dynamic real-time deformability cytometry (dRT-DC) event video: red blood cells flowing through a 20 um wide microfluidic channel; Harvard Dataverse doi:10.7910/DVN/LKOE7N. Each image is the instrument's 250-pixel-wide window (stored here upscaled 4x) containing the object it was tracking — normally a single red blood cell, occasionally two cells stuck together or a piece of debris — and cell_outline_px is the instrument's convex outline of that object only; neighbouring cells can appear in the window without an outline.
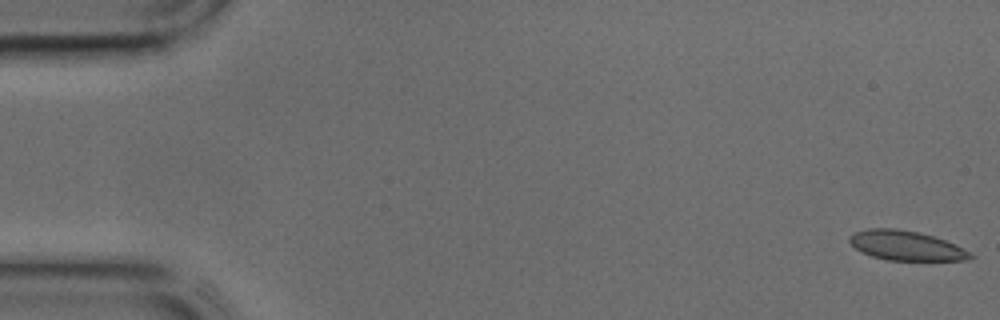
{"species": "common noctule bat (a hibernating species)", "species_latin": "Nyctalus noctula", "temperature_condition": "cold", "stored_images_in_passage": 44, "camera_frame_rate_fps": 3000, "um_per_image_px": 0.085, "animal": {"sex": "male", "body_mass_g": 17.9, "forearm_length_mm": 54.2}, "frame": {"image": 1, "passage_image": 1, "time_ms": 0.0, "image_size_px": [1000, 320], "cell_outline_px": [[976, 256], [968, 260], [888, 260], [872, 256], [856, 248], [848, 240], [848, 236], [856, 232], [868, 228], [896, 228], [920, 232], [956, 244], [972, 252]], "centroid_in_image_um": [77.06, 20.87], "position_along_channel_um": 7.9, "area_um2": 20.87}}
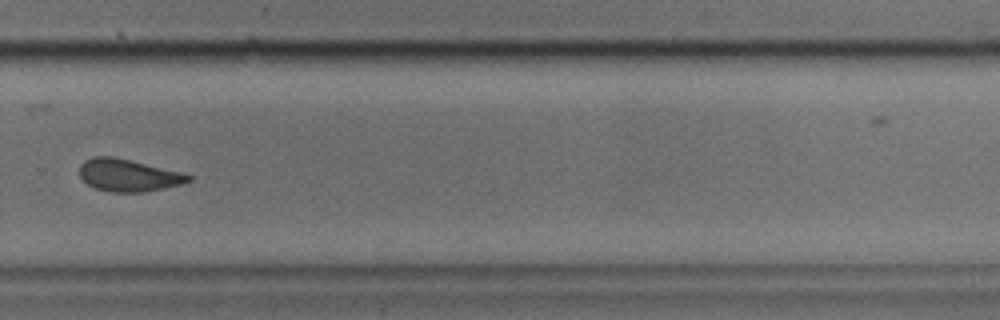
{"frame": {"image": 2, "passage_image": 30, "time_ms": 9.667, "image_size_px": [1000, 320], "cell_outline_px": [[192, 180], [180, 184], [164, 188], [140, 192], [108, 192], [96, 188], [88, 184], [80, 176], [80, 164], [84, 160], [92, 156], [112, 156], [132, 160], [180, 172], [192, 176]], "centroid_in_image_um": [10.88, 14.88], "position_along_channel_um": 318.9, "area_um2": 20.4}}
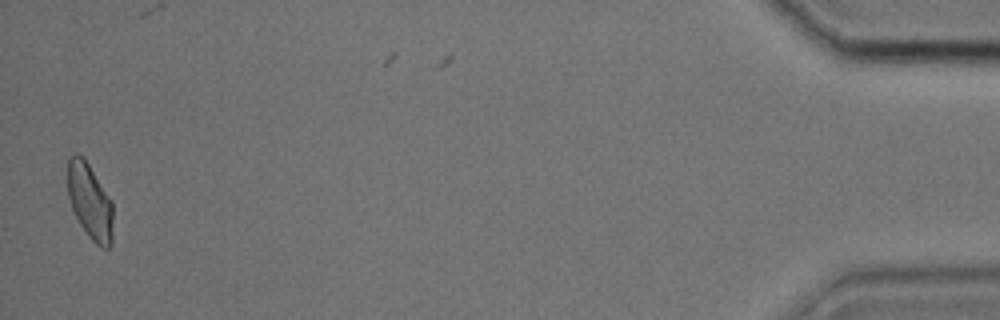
{"frame": {"image": 3, "passage_image": 43, "time_ms": 14.0, "image_size_px": [1000, 320], "cell_outline_px": [[112, 244], [108, 248], [104, 248], [96, 244], [88, 236], [80, 224], [72, 208], [68, 196], [68, 156], [76, 152], [84, 156], [112, 200]], "centroid_in_image_um": [7.64, 17.08], "position_along_channel_um": 427.6, "area_um2": 20.17}}